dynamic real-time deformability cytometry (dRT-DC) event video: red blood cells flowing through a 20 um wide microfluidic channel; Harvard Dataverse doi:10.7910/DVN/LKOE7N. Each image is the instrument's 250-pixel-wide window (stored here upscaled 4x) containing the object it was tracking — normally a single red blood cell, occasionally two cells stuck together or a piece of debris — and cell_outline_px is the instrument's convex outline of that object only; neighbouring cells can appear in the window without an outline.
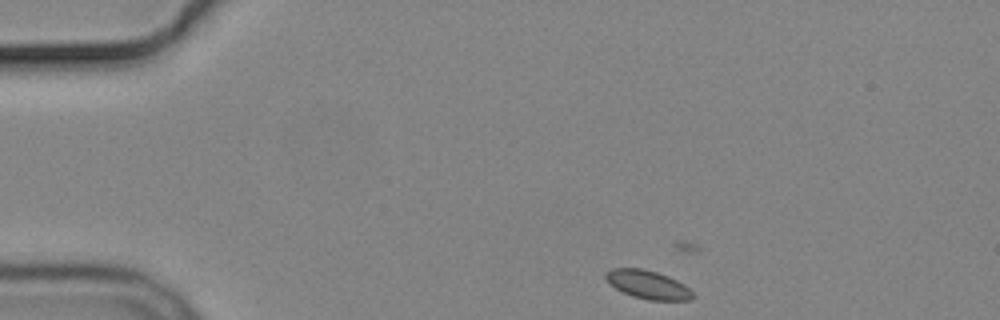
{"species": "common noctule bat (a hibernating species)", "species_latin": "Nyctalus noctula", "temperature_condition": "cold", "stored_images_in_passage": 3, "camera_frame_rate_fps": 3000, "um_per_image_px": 0.085, "animal": {"sex": "male", "body_mass_g": 19.2, "forearm_length_mm": 51.8}, "frame": {"image": 1, "passage_image": 1, "time_ms": 0.0, "image_size_px": [1000, 320], "cell_outline_px": [[696, 296], [692, 300], [648, 300], [632, 296], [616, 288], [604, 276], [604, 272], [612, 268], [640, 268], [656, 272], [668, 276], [684, 284]], "centroid_in_image_um": [55.09, 24.19], "position_along_channel_um": 29.9, "area_um2": 14.33}}